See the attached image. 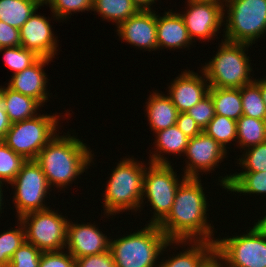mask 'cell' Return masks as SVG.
<instances>
[{
    "label": "cell",
    "mask_w": 266,
    "mask_h": 267,
    "mask_svg": "<svg viewBox=\"0 0 266 267\" xmlns=\"http://www.w3.org/2000/svg\"><path fill=\"white\" fill-rule=\"evenodd\" d=\"M203 190L200 178H186L179 185L170 212L158 224L170 241H216Z\"/></svg>",
    "instance_id": "1"
},
{
    "label": "cell",
    "mask_w": 266,
    "mask_h": 267,
    "mask_svg": "<svg viewBox=\"0 0 266 267\" xmlns=\"http://www.w3.org/2000/svg\"><path fill=\"white\" fill-rule=\"evenodd\" d=\"M80 139L70 134L59 136L42 148L35 161L41 166L50 188H65L93 162L89 149Z\"/></svg>",
    "instance_id": "2"
},
{
    "label": "cell",
    "mask_w": 266,
    "mask_h": 267,
    "mask_svg": "<svg viewBox=\"0 0 266 267\" xmlns=\"http://www.w3.org/2000/svg\"><path fill=\"white\" fill-rule=\"evenodd\" d=\"M173 243L185 244L170 241L158 225L148 223L140 231L110 240L109 251L116 267H156L159 255Z\"/></svg>",
    "instance_id": "3"
},
{
    "label": "cell",
    "mask_w": 266,
    "mask_h": 267,
    "mask_svg": "<svg viewBox=\"0 0 266 267\" xmlns=\"http://www.w3.org/2000/svg\"><path fill=\"white\" fill-rule=\"evenodd\" d=\"M146 166L134 161V158H123L113 169L106 182L103 205L106 216L126 210L138 211L142 206L143 178Z\"/></svg>",
    "instance_id": "4"
},
{
    "label": "cell",
    "mask_w": 266,
    "mask_h": 267,
    "mask_svg": "<svg viewBox=\"0 0 266 267\" xmlns=\"http://www.w3.org/2000/svg\"><path fill=\"white\" fill-rule=\"evenodd\" d=\"M249 44L222 40L219 50L207 64L202 66L209 88H242L254 80L250 77L252 67L245 53Z\"/></svg>",
    "instance_id": "5"
},
{
    "label": "cell",
    "mask_w": 266,
    "mask_h": 267,
    "mask_svg": "<svg viewBox=\"0 0 266 267\" xmlns=\"http://www.w3.org/2000/svg\"><path fill=\"white\" fill-rule=\"evenodd\" d=\"M224 40L255 44L266 33V0H227Z\"/></svg>",
    "instance_id": "6"
},
{
    "label": "cell",
    "mask_w": 266,
    "mask_h": 267,
    "mask_svg": "<svg viewBox=\"0 0 266 267\" xmlns=\"http://www.w3.org/2000/svg\"><path fill=\"white\" fill-rule=\"evenodd\" d=\"M58 119L57 114H38L13 123L2 141L26 160H35L42 148L57 134Z\"/></svg>",
    "instance_id": "7"
},
{
    "label": "cell",
    "mask_w": 266,
    "mask_h": 267,
    "mask_svg": "<svg viewBox=\"0 0 266 267\" xmlns=\"http://www.w3.org/2000/svg\"><path fill=\"white\" fill-rule=\"evenodd\" d=\"M148 164L143 178L142 202L147 197L154 211L149 224L158 225L170 212L176 191L186 177L179 181L171 164Z\"/></svg>",
    "instance_id": "8"
},
{
    "label": "cell",
    "mask_w": 266,
    "mask_h": 267,
    "mask_svg": "<svg viewBox=\"0 0 266 267\" xmlns=\"http://www.w3.org/2000/svg\"><path fill=\"white\" fill-rule=\"evenodd\" d=\"M215 255L224 267H266V235L253 226L247 234L216 239Z\"/></svg>",
    "instance_id": "9"
},
{
    "label": "cell",
    "mask_w": 266,
    "mask_h": 267,
    "mask_svg": "<svg viewBox=\"0 0 266 267\" xmlns=\"http://www.w3.org/2000/svg\"><path fill=\"white\" fill-rule=\"evenodd\" d=\"M25 230V241L42 252L65 248L69 220L50 208L31 212L18 218Z\"/></svg>",
    "instance_id": "10"
},
{
    "label": "cell",
    "mask_w": 266,
    "mask_h": 267,
    "mask_svg": "<svg viewBox=\"0 0 266 267\" xmlns=\"http://www.w3.org/2000/svg\"><path fill=\"white\" fill-rule=\"evenodd\" d=\"M10 184L15 186L13 201L17 210V218L50 208L43 204L47 193L51 191L50 186L41 166L35 160H27Z\"/></svg>",
    "instance_id": "11"
},
{
    "label": "cell",
    "mask_w": 266,
    "mask_h": 267,
    "mask_svg": "<svg viewBox=\"0 0 266 267\" xmlns=\"http://www.w3.org/2000/svg\"><path fill=\"white\" fill-rule=\"evenodd\" d=\"M188 10L180 14L190 38L210 40L217 36L224 18V4L214 0H187Z\"/></svg>",
    "instance_id": "12"
},
{
    "label": "cell",
    "mask_w": 266,
    "mask_h": 267,
    "mask_svg": "<svg viewBox=\"0 0 266 267\" xmlns=\"http://www.w3.org/2000/svg\"><path fill=\"white\" fill-rule=\"evenodd\" d=\"M227 150L214 138L204 132L188 140L185 151L188 164L184 170L186 178H200V172L213 171L223 158H226ZM190 161V162H189Z\"/></svg>",
    "instance_id": "13"
},
{
    "label": "cell",
    "mask_w": 266,
    "mask_h": 267,
    "mask_svg": "<svg viewBox=\"0 0 266 267\" xmlns=\"http://www.w3.org/2000/svg\"><path fill=\"white\" fill-rule=\"evenodd\" d=\"M50 20L33 13L20 28L21 46L33 51L40 58L52 59L57 53V39Z\"/></svg>",
    "instance_id": "14"
},
{
    "label": "cell",
    "mask_w": 266,
    "mask_h": 267,
    "mask_svg": "<svg viewBox=\"0 0 266 267\" xmlns=\"http://www.w3.org/2000/svg\"><path fill=\"white\" fill-rule=\"evenodd\" d=\"M70 222L67 226L65 248H68V252L75 259L109 251L111 239H108L96 225Z\"/></svg>",
    "instance_id": "15"
},
{
    "label": "cell",
    "mask_w": 266,
    "mask_h": 267,
    "mask_svg": "<svg viewBox=\"0 0 266 267\" xmlns=\"http://www.w3.org/2000/svg\"><path fill=\"white\" fill-rule=\"evenodd\" d=\"M117 28L119 37L125 42L149 52L157 50V15L154 10H140Z\"/></svg>",
    "instance_id": "16"
},
{
    "label": "cell",
    "mask_w": 266,
    "mask_h": 267,
    "mask_svg": "<svg viewBox=\"0 0 266 267\" xmlns=\"http://www.w3.org/2000/svg\"><path fill=\"white\" fill-rule=\"evenodd\" d=\"M200 71L203 76L185 70L168 87V96L179 113H185L208 94L209 82L204 72Z\"/></svg>",
    "instance_id": "17"
},
{
    "label": "cell",
    "mask_w": 266,
    "mask_h": 267,
    "mask_svg": "<svg viewBox=\"0 0 266 267\" xmlns=\"http://www.w3.org/2000/svg\"><path fill=\"white\" fill-rule=\"evenodd\" d=\"M48 58H39L29 68L13 74L7 84L8 88L37 100L41 105L48 100L47 76L43 67L51 61Z\"/></svg>",
    "instance_id": "18"
},
{
    "label": "cell",
    "mask_w": 266,
    "mask_h": 267,
    "mask_svg": "<svg viewBox=\"0 0 266 267\" xmlns=\"http://www.w3.org/2000/svg\"><path fill=\"white\" fill-rule=\"evenodd\" d=\"M164 14L157 15V49L187 48L193 41L180 13L170 10Z\"/></svg>",
    "instance_id": "19"
},
{
    "label": "cell",
    "mask_w": 266,
    "mask_h": 267,
    "mask_svg": "<svg viewBox=\"0 0 266 267\" xmlns=\"http://www.w3.org/2000/svg\"><path fill=\"white\" fill-rule=\"evenodd\" d=\"M146 103L147 117L152 131H161L176 124L179 111L169 96L153 92Z\"/></svg>",
    "instance_id": "20"
},
{
    "label": "cell",
    "mask_w": 266,
    "mask_h": 267,
    "mask_svg": "<svg viewBox=\"0 0 266 267\" xmlns=\"http://www.w3.org/2000/svg\"><path fill=\"white\" fill-rule=\"evenodd\" d=\"M0 102L12 124L38 115L37 110L41 107L34 98L1 86Z\"/></svg>",
    "instance_id": "21"
},
{
    "label": "cell",
    "mask_w": 266,
    "mask_h": 267,
    "mask_svg": "<svg viewBox=\"0 0 266 267\" xmlns=\"http://www.w3.org/2000/svg\"><path fill=\"white\" fill-rule=\"evenodd\" d=\"M184 243L193 244L183 253L159 262L157 267H203L215 255V242L196 240Z\"/></svg>",
    "instance_id": "22"
},
{
    "label": "cell",
    "mask_w": 266,
    "mask_h": 267,
    "mask_svg": "<svg viewBox=\"0 0 266 267\" xmlns=\"http://www.w3.org/2000/svg\"><path fill=\"white\" fill-rule=\"evenodd\" d=\"M156 136V151L150 155L151 163L155 164H171L168 158H164L161 153L165 154H185L189 138L175 124L164 130L155 132ZM159 150V151H158ZM163 151V152H162Z\"/></svg>",
    "instance_id": "23"
},
{
    "label": "cell",
    "mask_w": 266,
    "mask_h": 267,
    "mask_svg": "<svg viewBox=\"0 0 266 267\" xmlns=\"http://www.w3.org/2000/svg\"><path fill=\"white\" fill-rule=\"evenodd\" d=\"M219 182L220 186L231 192L250 195L266 193V171L234 173L222 177Z\"/></svg>",
    "instance_id": "24"
},
{
    "label": "cell",
    "mask_w": 266,
    "mask_h": 267,
    "mask_svg": "<svg viewBox=\"0 0 266 267\" xmlns=\"http://www.w3.org/2000/svg\"><path fill=\"white\" fill-rule=\"evenodd\" d=\"M43 5L42 0H0V21L20 30L30 16Z\"/></svg>",
    "instance_id": "25"
},
{
    "label": "cell",
    "mask_w": 266,
    "mask_h": 267,
    "mask_svg": "<svg viewBox=\"0 0 266 267\" xmlns=\"http://www.w3.org/2000/svg\"><path fill=\"white\" fill-rule=\"evenodd\" d=\"M215 114L237 121L243 115L241 88H209Z\"/></svg>",
    "instance_id": "26"
},
{
    "label": "cell",
    "mask_w": 266,
    "mask_h": 267,
    "mask_svg": "<svg viewBox=\"0 0 266 267\" xmlns=\"http://www.w3.org/2000/svg\"><path fill=\"white\" fill-rule=\"evenodd\" d=\"M237 146L245 150L266 142V120L242 115L237 121Z\"/></svg>",
    "instance_id": "27"
},
{
    "label": "cell",
    "mask_w": 266,
    "mask_h": 267,
    "mask_svg": "<svg viewBox=\"0 0 266 267\" xmlns=\"http://www.w3.org/2000/svg\"><path fill=\"white\" fill-rule=\"evenodd\" d=\"M92 11H96L108 22L112 20L118 27L139 10L131 0H93Z\"/></svg>",
    "instance_id": "28"
},
{
    "label": "cell",
    "mask_w": 266,
    "mask_h": 267,
    "mask_svg": "<svg viewBox=\"0 0 266 267\" xmlns=\"http://www.w3.org/2000/svg\"><path fill=\"white\" fill-rule=\"evenodd\" d=\"M243 115L266 120V106L262 98L260 80H254L241 88Z\"/></svg>",
    "instance_id": "29"
},
{
    "label": "cell",
    "mask_w": 266,
    "mask_h": 267,
    "mask_svg": "<svg viewBox=\"0 0 266 267\" xmlns=\"http://www.w3.org/2000/svg\"><path fill=\"white\" fill-rule=\"evenodd\" d=\"M203 132L214 138L226 150V145L237 139V123L225 116L216 114Z\"/></svg>",
    "instance_id": "30"
},
{
    "label": "cell",
    "mask_w": 266,
    "mask_h": 267,
    "mask_svg": "<svg viewBox=\"0 0 266 267\" xmlns=\"http://www.w3.org/2000/svg\"><path fill=\"white\" fill-rule=\"evenodd\" d=\"M27 160L0 141V182L10 184Z\"/></svg>",
    "instance_id": "31"
},
{
    "label": "cell",
    "mask_w": 266,
    "mask_h": 267,
    "mask_svg": "<svg viewBox=\"0 0 266 267\" xmlns=\"http://www.w3.org/2000/svg\"><path fill=\"white\" fill-rule=\"evenodd\" d=\"M18 224L19 228L0 234V267H8L14 252L25 242L23 224L21 221Z\"/></svg>",
    "instance_id": "32"
},
{
    "label": "cell",
    "mask_w": 266,
    "mask_h": 267,
    "mask_svg": "<svg viewBox=\"0 0 266 267\" xmlns=\"http://www.w3.org/2000/svg\"><path fill=\"white\" fill-rule=\"evenodd\" d=\"M4 51L3 59L5 64L13 70V74L23 71L33 65L40 57L33 51L22 46L3 47L0 52Z\"/></svg>",
    "instance_id": "33"
},
{
    "label": "cell",
    "mask_w": 266,
    "mask_h": 267,
    "mask_svg": "<svg viewBox=\"0 0 266 267\" xmlns=\"http://www.w3.org/2000/svg\"><path fill=\"white\" fill-rule=\"evenodd\" d=\"M92 1L93 0H45L44 4L49 5L55 20H66L70 14L72 15L71 12L92 11Z\"/></svg>",
    "instance_id": "34"
},
{
    "label": "cell",
    "mask_w": 266,
    "mask_h": 267,
    "mask_svg": "<svg viewBox=\"0 0 266 267\" xmlns=\"http://www.w3.org/2000/svg\"><path fill=\"white\" fill-rule=\"evenodd\" d=\"M246 152L236 159L245 171L243 172H265L266 171V142L245 149Z\"/></svg>",
    "instance_id": "35"
},
{
    "label": "cell",
    "mask_w": 266,
    "mask_h": 267,
    "mask_svg": "<svg viewBox=\"0 0 266 267\" xmlns=\"http://www.w3.org/2000/svg\"><path fill=\"white\" fill-rule=\"evenodd\" d=\"M42 251L25 241L13 254L8 267H39Z\"/></svg>",
    "instance_id": "36"
},
{
    "label": "cell",
    "mask_w": 266,
    "mask_h": 267,
    "mask_svg": "<svg viewBox=\"0 0 266 267\" xmlns=\"http://www.w3.org/2000/svg\"><path fill=\"white\" fill-rule=\"evenodd\" d=\"M203 130L214 118L215 109L211 95L208 93L198 103L186 111Z\"/></svg>",
    "instance_id": "37"
},
{
    "label": "cell",
    "mask_w": 266,
    "mask_h": 267,
    "mask_svg": "<svg viewBox=\"0 0 266 267\" xmlns=\"http://www.w3.org/2000/svg\"><path fill=\"white\" fill-rule=\"evenodd\" d=\"M64 250L42 252L39 267H75V258Z\"/></svg>",
    "instance_id": "38"
},
{
    "label": "cell",
    "mask_w": 266,
    "mask_h": 267,
    "mask_svg": "<svg viewBox=\"0 0 266 267\" xmlns=\"http://www.w3.org/2000/svg\"><path fill=\"white\" fill-rule=\"evenodd\" d=\"M75 267H116L110 251L75 259Z\"/></svg>",
    "instance_id": "39"
},
{
    "label": "cell",
    "mask_w": 266,
    "mask_h": 267,
    "mask_svg": "<svg viewBox=\"0 0 266 267\" xmlns=\"http://www.w3.org/2000/svg\"><path fill=\"white\" fill-rule=\"evenodd\" d=\"M21 46L20 30L0 21V48Z\"/></svg>",
    "instance_id": "40"
},
{
    "label": "cell",
    "mask_w": 266,
    "mask_h": 267,
    "mask_svg": "<svg viewBox=\"0 0 266 267\" xmlns=\"http://www.w3.org/2000/svg\"><path fill=\"white\" fill-rule=\"evenodd\" d=\"M176 125L189 139L196 137L203 132L196 121L186 112L179 113Z\"/></svg>",
    "instance_id": "41"
},
{
    "label": "cell",
    "mask_w": 266,
    "mask_h": 267,
    "mask_svg": "<svg viewBox=\"0 0 266 267\" xmlns=\"http://www.w3.org/2000/svg\"><path fill=\"white\" fill-rule=\"evenodd\" d=\"M11 125L12 123L9 120V117L7 116V113L0 102V141L4 139L5 134L10 129Z\"/></svg>",
    "instance_id": "42"
},
{
    "label": "cell",
    "mask_w": 266,
    "mask_h": 267,
    "mask_svg": "<svg viewBox=\"0 0 266 267\" xmlns=\"http://www.w3.org/2000/svg\"><path fill=\"white\" fill-rule=\"evenodd\" d=\"M133 4L140 10H152L151 5L157 0H131Z\"/></svg>",
    "instance_id": "43"
},
{
    "label": "cell",
    "mask_w": 266,
    "mask_h": 267,
    "mask_svg": "<svg viewBox=\"0 0 266 267\" xmlns=\"http://www.w3.org/2000/svg\"><path fill=\"white\" fill-rule=\"evenodd\" d=\"M203 267H224L221 260H218V257L214 255Z\"/></svg>",
    "instance_id": "44"
},
{
    "label": "cell",
    "mask_w": 266,
    "mask_h": 267,
    "mask_svg": "<svg viewBox=\"0 0 266 267\" xmlns=\"http://www.w3.org/2000/svg\"><path fill=\"white\" fill-rule=\"evenodd\" d=\"M262 234L266 235V215L254 225Z\"/></svg>",
    "instance_id": "45"
},
{
    "label": "cell",
    "mask_w": 266,
    "mask_h": 267,
    "mask_svg": "<svg viewBox=\"0 0 266 267\" xmlns=\"http://www.w3.org/2000/svg\"><path fill=\"white\" fill-rule=\"evenodd\" d=\"M260 88H261L262 98L266 106V77L260 80Z\"/></svg>",
    "instance_id": "46"
},
{
    "label": "cell",
    "mask_w": 266,
    "mask_h": 267,
    "mask_svg": "<svg viewBox=\"0 0 266 267\" xmlns=\"http://www.w3.org/2000/svg\"><path fill=\"white\" fill-rule=\"evenodd\" d=\"M3 186V182H0V212H1V210H2V205L4 204V203H2L3 201H2V199L4 198L3 197V191H2V187Z\"/></svg>",
    "instance_id": "47"
},
{
    "label": "cell",
    "mask_w": 266,
    "mask_h": 267,
    "mask_svg": "<svg viewBox=\"0 0 266 267\" xmlns=\"http://www.w3.org/2000/svg\"><path fill=\"white\" fill-rule=\"evenodd\" d=\"M214 1H217V2H220V3H225L227 0H214Z\"/></svg>",
    "instance_id": "48"
}]
</instances>
